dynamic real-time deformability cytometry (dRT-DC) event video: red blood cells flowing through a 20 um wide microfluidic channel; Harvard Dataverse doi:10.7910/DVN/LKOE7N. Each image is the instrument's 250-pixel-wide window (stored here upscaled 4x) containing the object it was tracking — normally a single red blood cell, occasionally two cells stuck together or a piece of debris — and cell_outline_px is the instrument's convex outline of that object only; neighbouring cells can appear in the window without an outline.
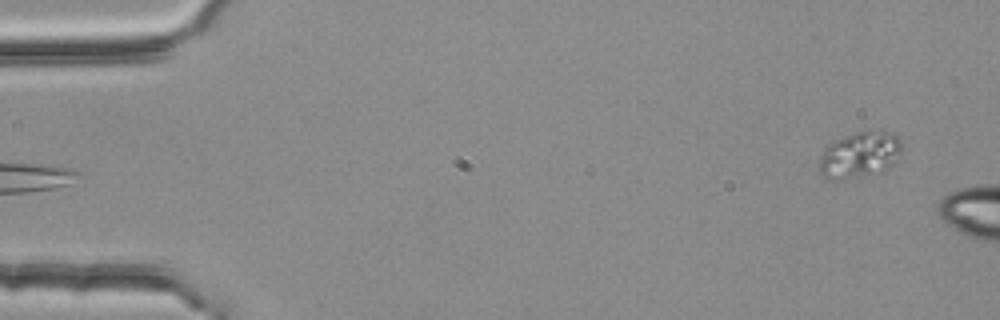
{"species": "common noctule bat (a hibernating species)", "species_latin": "Nyctalus noctula", "temperature_condition": "room temperature", "stored_images_in_passage": 5, "segment_of_instrument_passage": [2, 2], "camera_frame_rate_fps": 3000, "um_per_image_px": 0.085, "animal": {"sex": "female", "body_mass_g": 25.1}, "frame": {"image": 1, "passage_image": 5, "time_ms": 1.333, "image_size_px": [1000, 320], "cell_outline_px": [[900, 152], [892, 164], [884, 172], [832, 180], [824, 176], [820, 172], [820, 156], [824, 148], [828, 144], [836, 140], [856, 132], [868, 128], [888, 132], [896, 136], [900, 140]], "centroid_in_image_um": [73.07, 13.13], "position_along_channel_um": 11.9, "area_um2": 22.02}}